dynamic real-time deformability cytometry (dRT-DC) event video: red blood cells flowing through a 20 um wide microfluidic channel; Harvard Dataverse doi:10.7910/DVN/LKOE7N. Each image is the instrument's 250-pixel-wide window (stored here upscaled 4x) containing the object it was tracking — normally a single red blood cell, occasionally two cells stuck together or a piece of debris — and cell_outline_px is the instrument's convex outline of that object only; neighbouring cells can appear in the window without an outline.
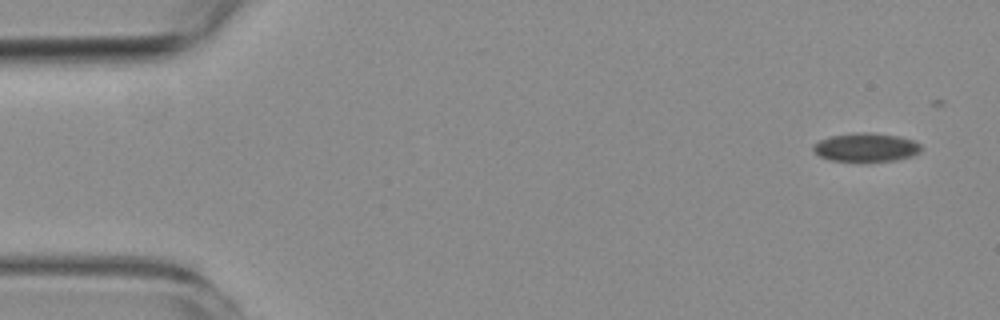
{"species": "common noctule bat (a hibernating species)", "species_latin": "Nyctalus noctula", "temperature_condition": "room temperature", "stored_images_in_passage": 5, "camera_frame_rate_fps": 3000, "um_per_image_px": 0.085, "animal": {"sex": "female", "body_mass_g": 19.3, "forearm_length_mm": 54.1}, "frame": {"image": 1, "passage_image": 1, "time_ms": 0.0, "image_size_px": [1000, 320], "cell_outline_px": [[920, 152], [912, 156], [896, 160], [832, 160], [820, 156], [812, 148], [820, 140], [832, 136], [852, 132], [872, 132], [900, 136], [912, 140], [920, 144]], "centroid_in_image_um": [73.65, 12.49], "position_along_channel_um": 11.4, "area_um2": 17.63}}
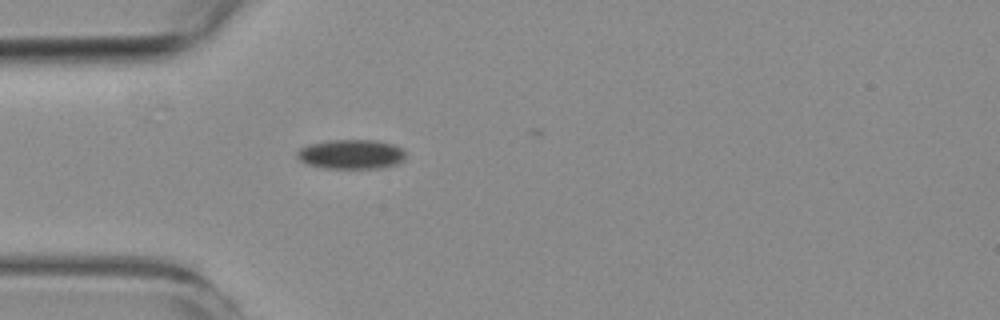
{"frame": {"image": 2, "passage_image": 5, "time_ms": 4.667, "image_size_px": [1000, 320], "cell_outline_px": [[404, 160], [396, 164], [380, 168], [324, 168], [308, 164], [300, 160], [296, 156], [296, 152], [300, 148], [312, 144], [328, 140], [376, 140], [392, 144], [404, 148]], "centroid_in_image_um": [29.86, 13.11], "position_along_channel_um": 55.1, "area_um2": 18.61}}